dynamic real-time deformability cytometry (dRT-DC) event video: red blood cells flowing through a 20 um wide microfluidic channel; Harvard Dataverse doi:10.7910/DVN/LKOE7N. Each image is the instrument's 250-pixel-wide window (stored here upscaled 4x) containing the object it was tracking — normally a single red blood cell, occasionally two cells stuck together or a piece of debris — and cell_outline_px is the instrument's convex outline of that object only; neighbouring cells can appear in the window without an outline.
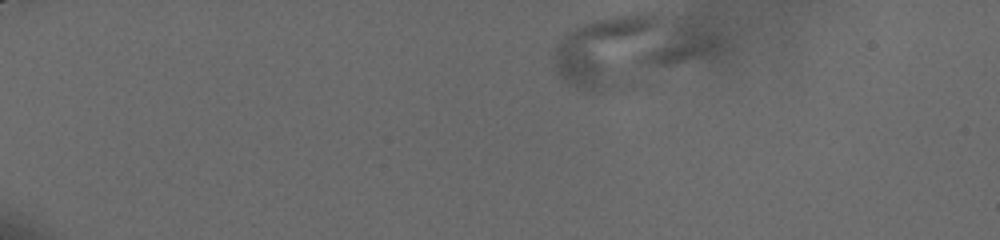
{"species": "human", "species_latin": "Homo sapiens", "temperature_condition": "cold", "stored_images_in_passage": 6, "segment_of_instrument_passage": [1, 2], "camera_frame_rate_fps": 3000, "um_per_image_px": 0.085, "donor": {"sex": "male"}, "frame": {"image": 1, "passage_image": 3, "time_ms": 0.667, "image_size_px": [1000, 240], "cell_outline_px": [[724, 40], [716, 52], [632, 88], [612, 92], [600, 92], [568, 84], [556, 72], [552, 64], [556, 44], [568, 32], [580, 24], [592, 20], [632, 12], [652, 12], [720, 32]], "centroid_in_image_um": [53.55, 4.27], "position_along_channel_um": 31.5, "area_um2": 67.8}}